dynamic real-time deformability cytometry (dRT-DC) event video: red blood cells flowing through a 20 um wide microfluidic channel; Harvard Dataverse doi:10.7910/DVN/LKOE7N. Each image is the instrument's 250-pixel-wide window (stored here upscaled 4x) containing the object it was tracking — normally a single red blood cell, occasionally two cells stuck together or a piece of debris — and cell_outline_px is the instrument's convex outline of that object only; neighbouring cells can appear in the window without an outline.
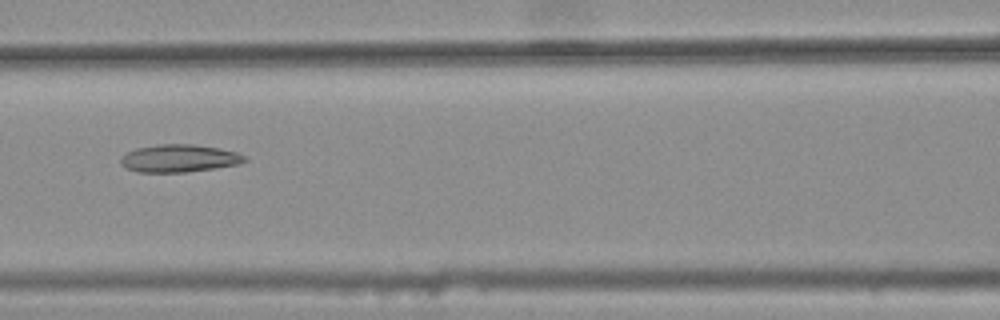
{"species": "common noctule bat (a hibernating species)", "species_latin": "Nyctalus noctula", "temperature_condition": "warm", "stored_images_in_passage": 6, "camera_frame_rate_fps": 3000, "um_per_image_px": 0.085, "animal": {"sex": "female", "body_mass_g": 25.1}, "frame": {"image": 1, "passage_image": 3, "time_ms": 0.667, "image_size_px": [1000, 320], "cell_outline_px": [[248, 160], [240, 164], [216, 168], [188, 172], [136, 172], [124, 168], [120, 164], [120, 156], [136, 148], [160, 144], [192, 144], [220, 148], [236, 152], [244, 156]], "centroid_in_image_um": [15.2, 13.46], "position_along_channel_um": 151.4, "area_um2": 20.17}}
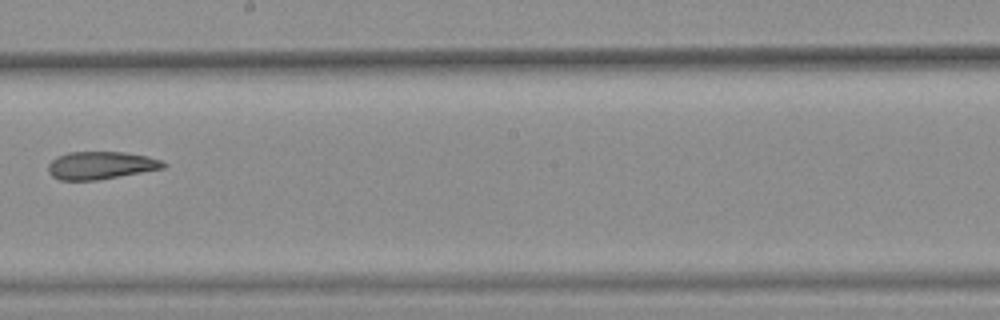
{"frame": {"image": 2, "passage_image": 5, "time_ms": 1.333, "image_size_px": [1000, 320], "cell_outline_px": [[168, 164], [164, 168], [96, 180], [60, 180], [52, 176], [48, 172], [48, 164], [56, 156], [68, 152], [124, 152], [148, 156], [164, 160]], "centroid_in_image_um": [8.58, 14.04], "position_along_channel_um": 239.6, "area_um2": 18.67}}
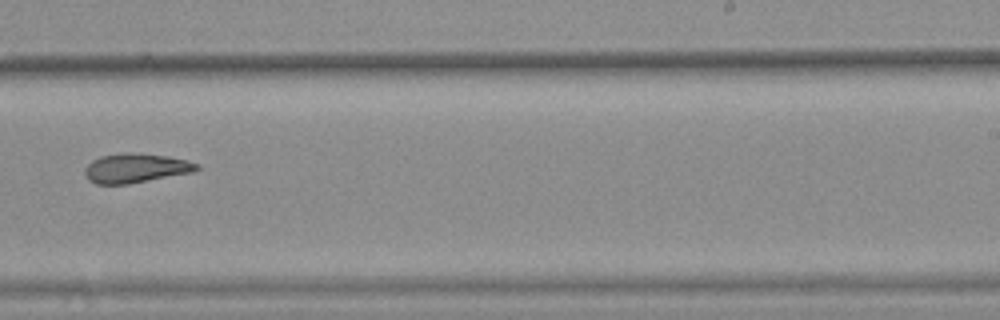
{"frame": {"image": 3, "passage_image": 6, "time_ms": 1.667, "image_size_px": [1000, 320], "cell_outline_px": [[200, 168], [196, 172], [128, 184], [96, 184], [88, 180], [84, 172], [84, 168], [92, 160], [100, 156], [124, 152], [132, 152], [168, 156], [188, 160], [200, 164]], "centroid_in_image_um": [11.57, 14.29], "position_along_channel_um": 277.4, "area_um2": 19.48}}